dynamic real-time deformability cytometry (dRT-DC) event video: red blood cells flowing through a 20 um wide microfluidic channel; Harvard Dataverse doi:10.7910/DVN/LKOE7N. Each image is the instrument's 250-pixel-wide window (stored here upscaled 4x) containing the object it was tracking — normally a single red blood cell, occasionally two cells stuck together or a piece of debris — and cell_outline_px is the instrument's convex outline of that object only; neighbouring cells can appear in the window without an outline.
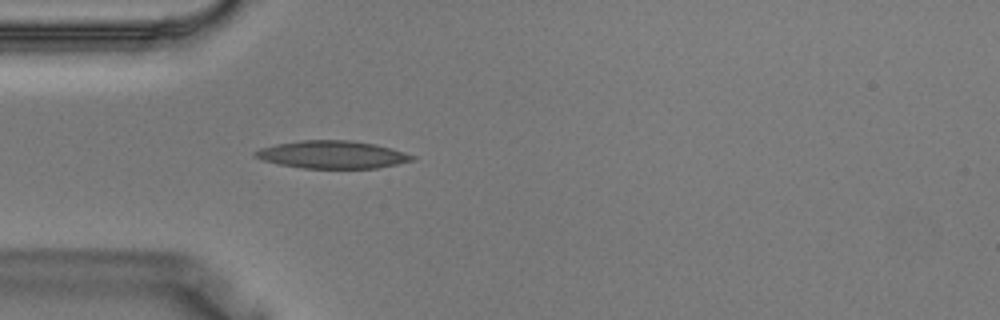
{"species": "Egyptian fruit bat (a non-hibernating species)", "species_latin": "Rousettus aegyptiacus", "temperature_condition": "warm", "stored_images_in_passage": 37, "camera_frame_rate_fps": 3000, "um_per_image_px": 0.085, "animal": {"sex": "male"}, "frame": {"image": 1, "passage_image": 10, "time_ms": 3.0, "image_size_px": [1000, 320], "cell_outline_px": [[416, 160], [376, 168], [304, 168], [280, 164], [264, 160], [256, 156], [252, 152], [260, 148], [276, 144], [300, 140], [348, 140], [376, 144], [416, 156]], "centroid_in_image_um": [28.26, 13.14], "position_along_channel_um": 56.7, "area_um2": 25.09}}
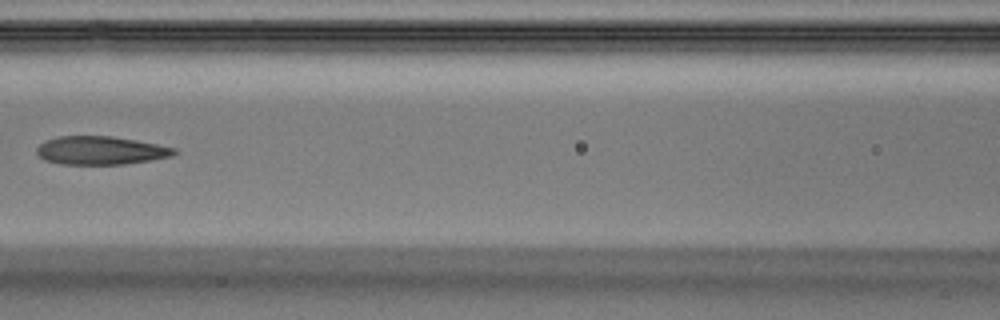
{"frame": {"image": 2, "passage_image": 16, "time_ms": 5.0, "image_size_px": [1000, 320], "cell_outline_px": [[180, 152], [172, 156], [124, 164], [64, 164], [44, 160], [36, 152], [36, 148], [44, 140], [60, 136], [112, 136], [136, 140], [176, 148]], "centroid_in_image_um": [8.56, 12.78], "position_along_channel_um": 158.0, "area_um2": 22.66}}
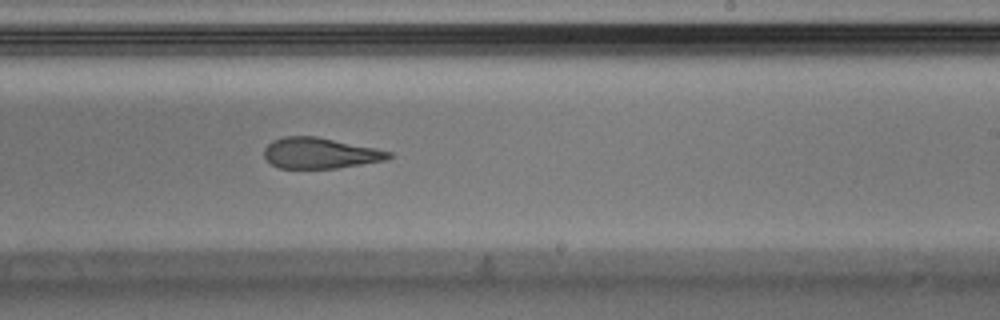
{"frame": {"image": 3, "passage_image": 22, "time_ms": 7.0, "image_size_px": [1000, 320], "cell_outline_px": [[392, 156], [384, 160], [340, 168], [280, 168], [272, 164], [264, 156], [264, 148], [272, 140], [284, 136], [316, 136], [376, 148], [392, 152]], "centroid_in_image_um": [27.19, 13.01], "position_along_channel_um": 261.8, "area_um2": 22.31}}